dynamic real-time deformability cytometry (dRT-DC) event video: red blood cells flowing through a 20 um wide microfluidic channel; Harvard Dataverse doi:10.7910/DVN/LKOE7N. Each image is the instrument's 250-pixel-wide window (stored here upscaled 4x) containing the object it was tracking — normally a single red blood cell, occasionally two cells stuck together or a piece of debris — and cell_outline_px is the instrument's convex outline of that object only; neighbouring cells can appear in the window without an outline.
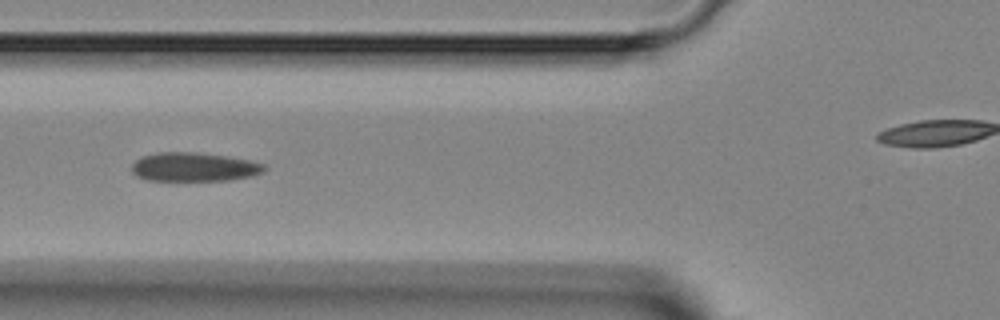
{"species": "Egyptian fruit bat (a non-hibernating species)", "species_latin": "Rousettus aegyptiacus", "temperature_condition": "room temperature", "stored_images_in_passage": 3, "camera_frame_rate_fps": 3000, "um_per_image_px": 0.085, "animal": {"sex": "female"}, "frame": {"image": 1, "passage_image": 3, "time_ms": 2.333, "image_size_px": [1000, 320], "cell_outline_px": [[264, 172], [252, 176], [228, 180], [148, 180], [136, 176], [132, 172], [132, 164], [140, 156], [156, 152], [196, 152], [228, 156], [248, 160], [264, 164]], "centroid_in_image_um": [16.46, 14.18], "position_along_channel_um": 109.3, "area_um2": 22.31}}